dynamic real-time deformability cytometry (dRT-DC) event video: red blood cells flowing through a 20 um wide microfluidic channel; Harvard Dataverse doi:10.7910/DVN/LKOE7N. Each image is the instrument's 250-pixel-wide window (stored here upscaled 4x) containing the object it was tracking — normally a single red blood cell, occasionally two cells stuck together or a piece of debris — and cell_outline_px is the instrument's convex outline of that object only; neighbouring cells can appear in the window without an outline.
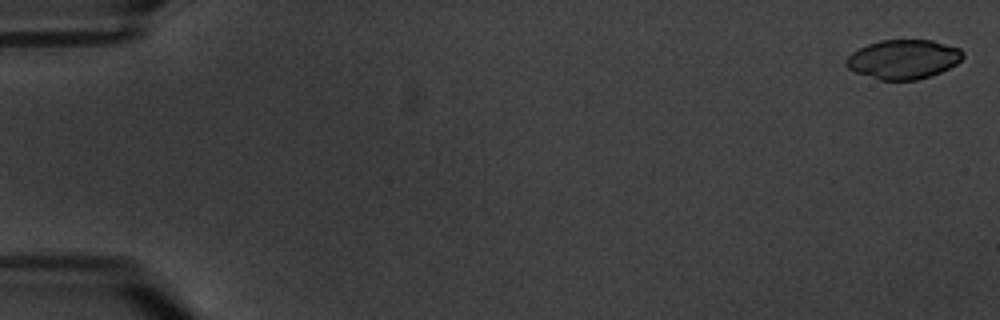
{"species": "common noctule bat (a hibernating species)", "species_latin": "Nyctalus noctula", "temperature_condition": "warm", "stored_images_in_passage": 5, "camera_frame_rate_fps": 3000, "um_per_image_px": 0.085, "animal": {"sex": "male", "body_mass_g": 20.1, "forearm_length_mm": 53.5}, "frame": {"image": 1, "passage_image": 1, "time_ms": 0.0, "image_size_px": [1000, 320], "cell_outline_px": [[964, 56], [956, 64], [940, 72], [916, 80], [880, 80], [856, 72], [848, 68], [844, 64], [844, 60], [852, 52], [868, 44], [880, 40], [932, 40], [960, 48], [964, 52]], "centroid_in_image_um": [76.78, 5.03], "position_along_channel_um": 8.2, "area_um2": 26.65}}
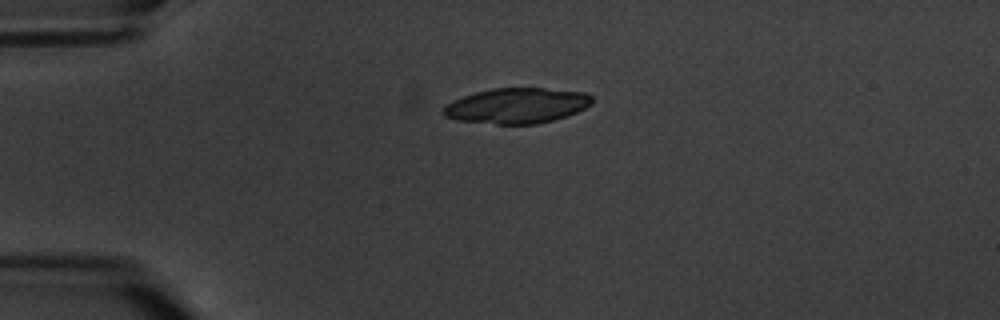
{"frame": {"image": 2, "passage_image": 4, "time_ms": 4.667, "image_size_px": [1000, 320], "cell_outline_px": [[592, 104], [576, 112], [552, 120], [536, 124], [496, 124], [456, 120], [444, 116], [440, 112], [440, 108], [464, 96], [476, 92], [492, 88], [544, 88], [584, 92], [592, 96]], "centroid_in_image_um": [43.9, 8.98], "position_along_channel_um": 41.1, "area_um2": 30.58}}